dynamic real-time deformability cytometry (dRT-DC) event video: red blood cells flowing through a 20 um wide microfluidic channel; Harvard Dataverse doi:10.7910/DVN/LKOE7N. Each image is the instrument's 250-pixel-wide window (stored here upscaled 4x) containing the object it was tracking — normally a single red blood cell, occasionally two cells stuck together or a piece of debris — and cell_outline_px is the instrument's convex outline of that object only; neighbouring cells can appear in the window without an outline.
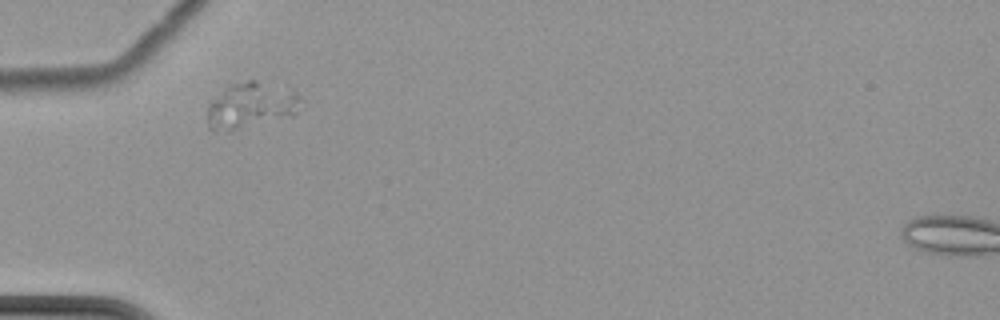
{"species": "common noctule bat (a hibernating species)", "species_latin": "Nyctalus noctula", "temperature_condition": "cold", "stored_images_in_passage": 4, "camera_frame_rate_fps": 3000, "um_per_image_px": 0.085, "animal": {"sex": "female", "body_mass_g": 22.7, "forearm_length_mm": 54.2}, "frame": {"image": 1, "passage_image": 1, "time_ms": 0.0, "image_size_px": [1000, 320], "cell_outline_px": [[304, 108], [292, 116], [228, 132], [208, 128], [208, 104], [232, 84], [248, 80], [256, 80], [292, 88], [304, 100]], "centroid_in_image_um": [21.45, 8.96], "position_along_channel_um": 63.6, "area_um2": 25.43}}
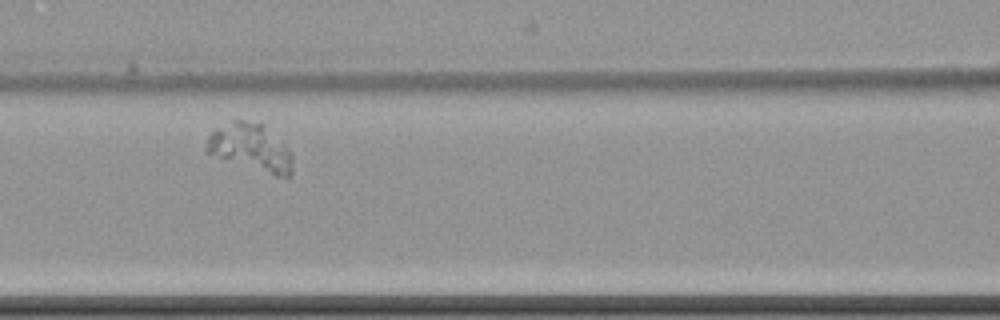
{"frame": {"image": 2, "passage_image": 3, "time_ms": 2.667, "image_size_px": [1000, 320], "cell_outline_px": [[292, 172], [288, 176], [276, 176], [204, 152], [204, 144], [208, 136], [216, 128], [232, 120], [244, 120], [264, 124], [288, 148], [292, 156]], "centroid_in_image_um": [21.28, 12.51], "position_along_channel_um": 145.3, "area_um2": 23.58}}
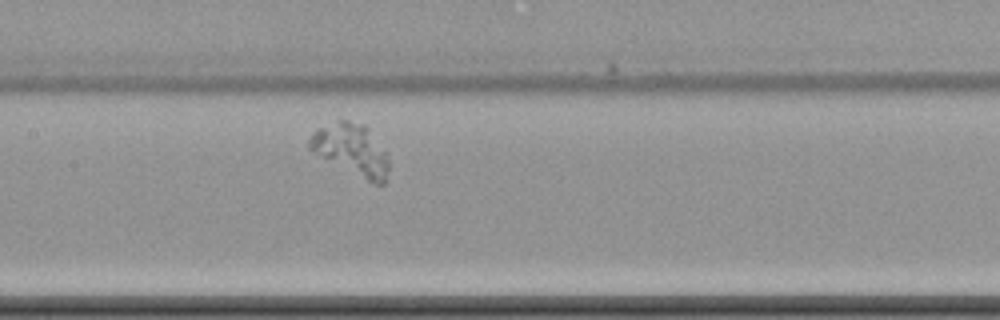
{"frame": {"image": 3, "passage_image": 4, "time_ms": 3.667, "image_size_px": [1000, 320], "cell_outline_px": [[388, 168], [384, 184], [376, 184], [320, 156], [308, 148], [308, 140], [312, 132], [316, 128], [340, 120], [348, 120], [364, 124], [368, 128], [384, 152], [388, 160]], "centroid_in_image_um": [29.84, 12.68], "position_along_channel_um": 177.6, "area_um2": 23.12}}